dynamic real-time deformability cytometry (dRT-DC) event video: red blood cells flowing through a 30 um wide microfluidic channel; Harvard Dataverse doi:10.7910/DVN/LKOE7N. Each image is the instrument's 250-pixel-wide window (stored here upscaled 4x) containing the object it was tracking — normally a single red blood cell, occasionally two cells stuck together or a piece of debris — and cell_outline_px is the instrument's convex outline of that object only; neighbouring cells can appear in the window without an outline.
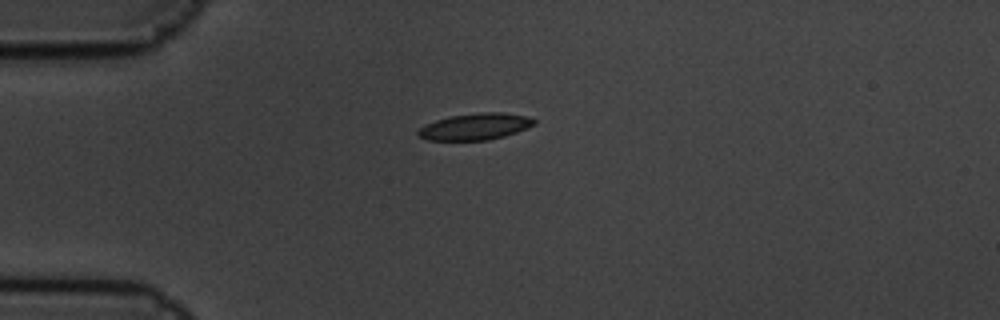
{"species": "common noctule bat (a hibernating species)", "species_latin": "Nyctalus noctula", "temperature_condition": "cold", "stored_images_in_passage": 4, "camera_frame_rate_fps": 3000, "um_per_image_px": 0.085, "animal": {"sex": "male", "body_mass_g": 19.5, "forearm_length_mm": 54.6}, "frame": {"image": 1, "passage_image": 1, "time_ms": 0.0, "image_size_px": [1000, 320], "cell_outline_px": [[536, 124], [516, 132], [504, 136], [488, 140], [428, 140], [420, 136], [416, 132], [420, 128], [436, 120], [452, 116], [480, 112], [504, 112], [528, 116], [536, 120]], "centroid_in_image_um": [40.44, 10.75], "position_along_channel_um": 44.6, "area_um2": 17.8}}
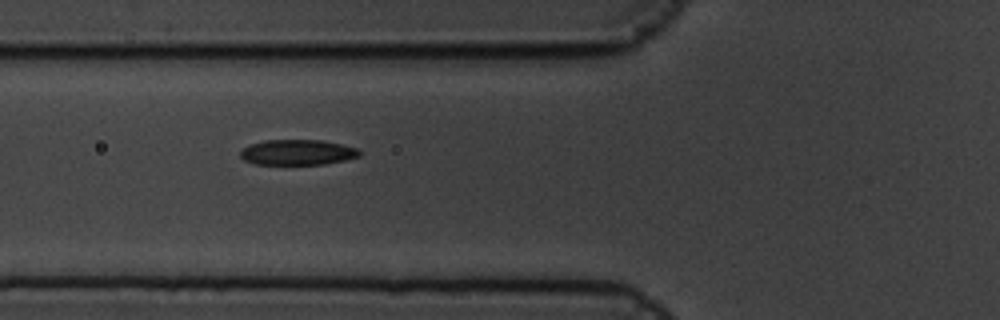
{"frame": {"image": 2, "passage_image": 3, "time_ms": 0.667, "image_size_px": [1000, 320], "cell_outline_px": [[360, 156], [344, 160], [324, 164], [256, 164], [244, 160], [240, 156], [240, 152], [244, 148], [252, 144], [264, 140], [324, 140], [356, 148], [360, 152]], "centroid_in_image_um": [25.28, 12.94], "position_along_channel_um": 100.5, "area_um2": 17.46}}
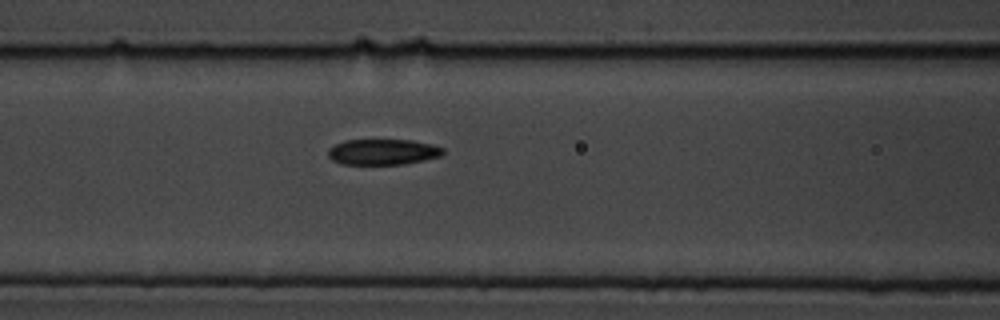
{"frame": {"image": 3, "passage_image": 4, "time_ms": 1.0, "image_size_px": [1000, 320], "cell_outline_px": [[444, 152], [440, 156], [424, 160], [404, 164], [340, 164], [332, 160], [328, 156], [328, 148], [344, 140], [412, 140], [432, 144], [444, 148]], "centroid_in_image_um": [32.53, 12.91], "position_along_channel_um": 134.1, "area_um2": 17.28}}